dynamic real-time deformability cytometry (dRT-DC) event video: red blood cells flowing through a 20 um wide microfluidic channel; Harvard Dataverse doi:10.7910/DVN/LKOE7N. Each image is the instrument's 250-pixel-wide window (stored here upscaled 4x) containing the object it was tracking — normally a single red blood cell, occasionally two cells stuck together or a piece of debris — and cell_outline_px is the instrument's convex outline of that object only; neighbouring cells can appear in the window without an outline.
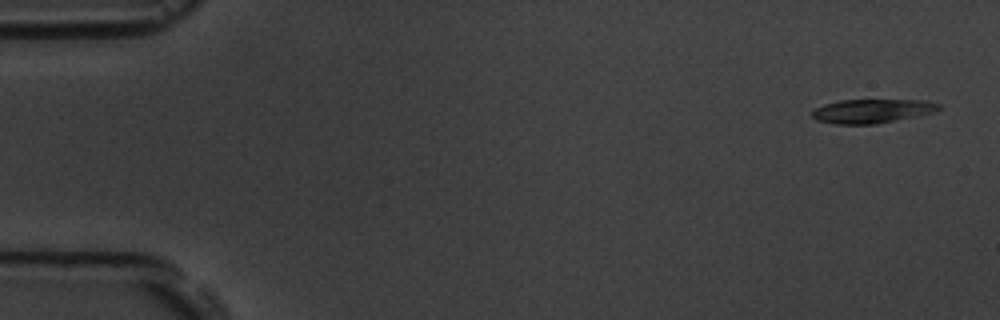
{"species": "common noctule bat (a hibernating species)", "species_latin": "Nyctalus noctula", "temperature_condition": "room temperature", "stored_images_in_passage": 7, "camera_frame_rate_fps": 3000, "um_per_image_px": 0.085, "animal": {"sex": "male", "body_mass_g": 19.5, "forearm_length_mm": 54.6}, "frame": {"image": 1, "passage_image": 1, "time_ms": 0.0, "image_size_px": [1000, 320], "cell_outline_px": [[940, 108], [932, 112], [916, 116], [876, 124], [836, 124], [816, 120], [812, 116], [812, 112], [816, 108], [824, 104], [840, 100], [928, 100], [940, 104]], "centroid_in_image_um": [74.11, 9.43], "position_along_channel_um": 10.9, "area_um2": 17.57}}
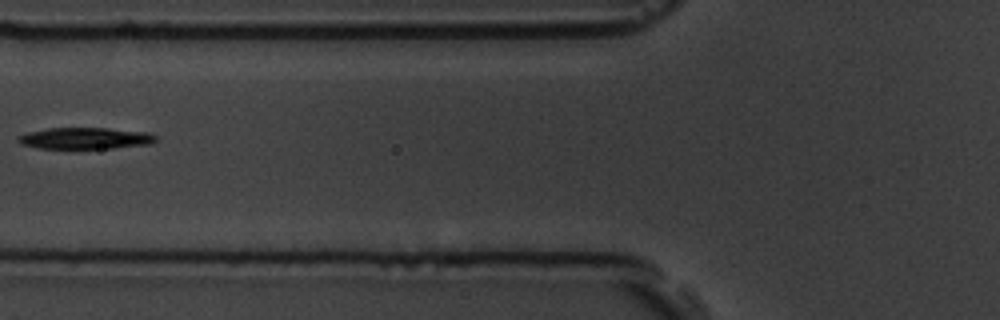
{"frame": {"image": 2, "passage_image": 6, "time_ms": 6.667, "image_size_px": [1000, 320], "cell_outline_px": [[156, 140], [152, 144], [112, 148], [36, 148], [20, 144], [16, 140], [16, 136], [28, 132], [48, 128], [108, 128], [148, 132], [156, 136]], "centroid_in_image_um": [7.22, 11.75], "position_along_channel_um": 118.6, "area_um2": 17.34}}
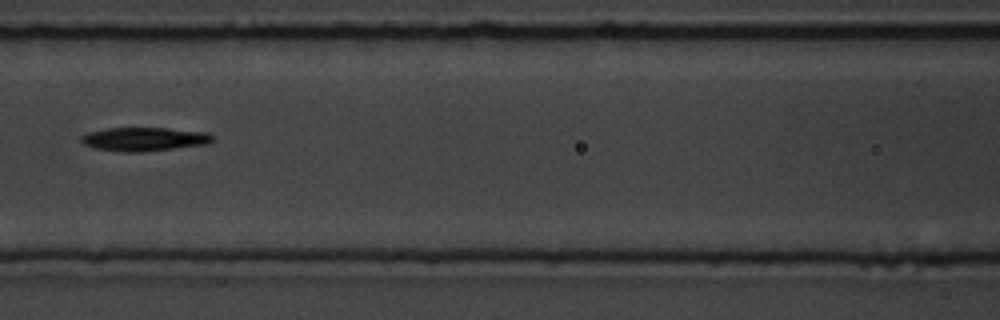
{"frame": {"image": 3, "passage_image": 7, "time_ms": 7.667, "image_size_px": [1000, 320], "cell_outline_px": [[216, 140], [208, 144], [140, 152], [120, 152], [96, 148], [84, 144], [80, 140], [80, 136], [88, 132], [108, 128], [168, 128], [208, 132], [216, 136]], "centroid_in_image_um": [12.31, 11.82], "position_along_channel_um": 154.3, "area_um2": 18.32}}